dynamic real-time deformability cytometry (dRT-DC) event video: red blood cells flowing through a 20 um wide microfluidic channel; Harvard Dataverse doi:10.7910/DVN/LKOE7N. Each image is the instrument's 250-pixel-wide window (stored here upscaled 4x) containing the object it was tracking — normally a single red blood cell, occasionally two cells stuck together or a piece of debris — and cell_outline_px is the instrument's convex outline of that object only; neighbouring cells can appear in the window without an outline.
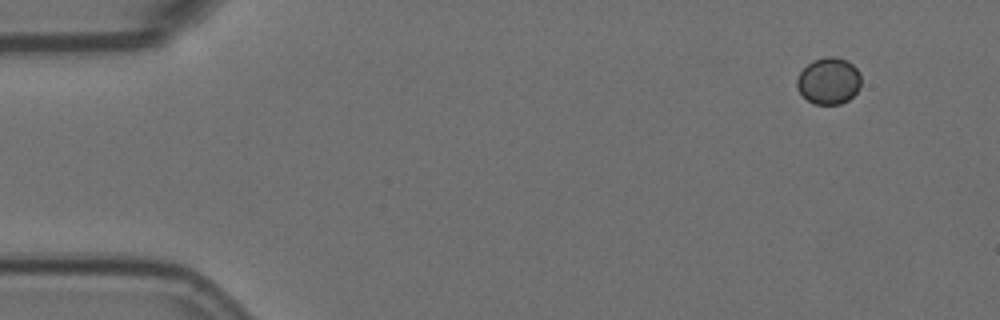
{"species": "Egyptian fruit bat (a non-hibernating species)", "species_latin": "Rousettus aegyptiacus", "temperature_condition": "room temperature", "stored_images_in_passage": 2, "segment_of_instrument_passage": [2, 2], "camera_frame_rate_fps": 3000, "um_per_image_px": 0.085, "animal": {"sex": "female"}, "frame": {"image": 1, "passage_image": 2, "time_ms": 0.333, "image_size_px": [1000, 320], "cell_outline_px": [[860, 88], [848, 100], [840, 104], [816, 104], [808, 100], [796, 88], [796, 80], [800, 72], [812, 60], [824, 56], [836, 56], [848, 60], [860, 72]], "centroid_in_image_um": [70.44, 6.85], "position_along_channel_um": 14.6, "area_um2": 17.57}}